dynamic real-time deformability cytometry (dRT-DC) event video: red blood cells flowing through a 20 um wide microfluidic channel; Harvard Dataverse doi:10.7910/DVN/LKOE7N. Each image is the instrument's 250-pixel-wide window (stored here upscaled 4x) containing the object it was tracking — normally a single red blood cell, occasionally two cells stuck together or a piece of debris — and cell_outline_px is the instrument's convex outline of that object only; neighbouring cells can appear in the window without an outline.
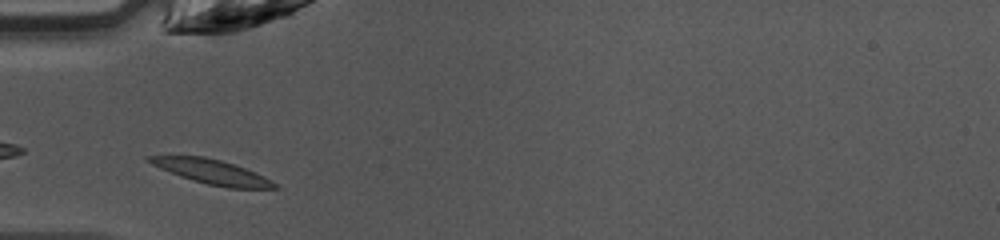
{"species": "common noctule bat (a hibernating species)", "species_latin": "Nyctalus noctula", "temperature_condition": "warm", "stored_images_in_passage": 33, "camera_frame_rate_fps": 3000, "um_per_image_px": 0.085, "animal": {"sex": "female", "body_mass_g": 10.0, "forearm_length_mm": 53.1}, "frame": {"image": 1, "passage_image": 1, "time_ms": 0.0, "image_size_px": [1000, 240], "cell_outline_px": [[280, 188], [228, 188], [208, 184], [192, 180], [180, 176], [160, 168], [144, 160], [144, 156], [204, 156], [220, 160], [244, 168], [264, 176], [276, 184]], "centroid_in_image_um": [17.97, 14.6], "position_along_channel_um": 67.0, "area_um2": 17.63}}
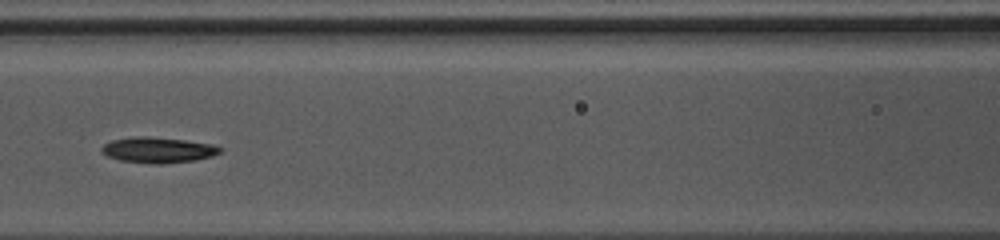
{"frame": {"image": 2, "passage_image": 7, "time_ms": 2.0, "image_size_px": [1000, 240], "cell_outline_px": [[224, 148], [220, 152], [212, 156], [196, 160], [160, 164], [148, 164], [120, 160], [108, 156], [100, 152], [100, 148], [104, 144], [112, 140], [136, 136], [148, 136], [184, 140], [212, 144]], "centroid_in_image_um": [13.42, 12.75], "position_along_channel_um": 153.2, "area_um2": 17.8}}
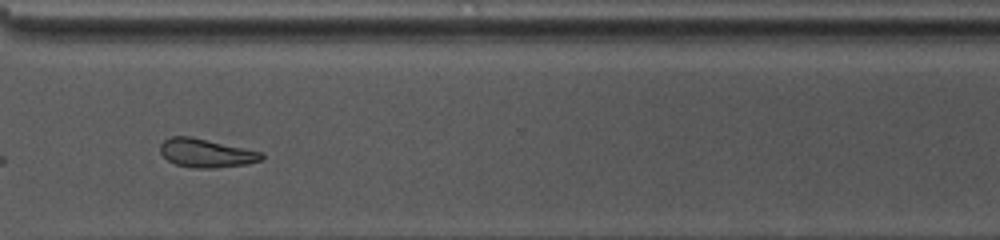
{"frame": {"image": 3, "passage_image": 21, "time_ms": 6.667, "image_size_px": [1000, 240], "cell_outline_px": [[264, 156], [260, 160], [248, 164], [212, 168], [192, 168], [176, 164], [168, 160], [160, 152], [160, 144], [168, 136], [188, 136], [264, 152]], "centroid_in_image_um": [17.51, 13.01], "position_along_channel_um": 353.1, "area_um2": 16.82}}